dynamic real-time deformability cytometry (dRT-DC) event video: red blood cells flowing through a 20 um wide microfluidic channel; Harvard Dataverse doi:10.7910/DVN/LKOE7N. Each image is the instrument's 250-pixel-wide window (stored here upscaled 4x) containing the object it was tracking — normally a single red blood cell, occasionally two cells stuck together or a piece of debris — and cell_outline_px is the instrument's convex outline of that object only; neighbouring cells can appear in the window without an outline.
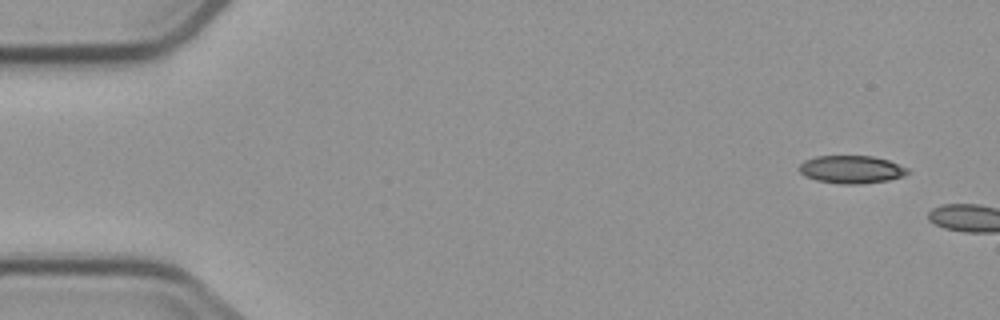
{"species": "common noctule bat (a hibernating species)", "species_latin": "Nyctalus noctula", "temperature_condition": "cold", "stored_images_in_passage": 2, "camera_frame_rate_fps": 3000, "um_per_image_px": 0.085, "animal": {"sex": "male", "body_mass_g": 23.1, "forearm_length_mm": 52.7}, "frame": {"image": 1, "passage_image": 1, "time_ms": 0.0, "image_size_px": [1000, 320], "cell_outline_px": [[908, 172], [904, 176], [888, 180], [860, 184], [840, 184], [816, 180], [804, 176], [800, 172], [800, 164], [804, 160], [816, 156], [872, 156], [888, 160], [908, 168]], "centroid_in_image_um": [72.36, 14.4], "position_along_channel_um": 12.6, "area_um2": 17.57}}